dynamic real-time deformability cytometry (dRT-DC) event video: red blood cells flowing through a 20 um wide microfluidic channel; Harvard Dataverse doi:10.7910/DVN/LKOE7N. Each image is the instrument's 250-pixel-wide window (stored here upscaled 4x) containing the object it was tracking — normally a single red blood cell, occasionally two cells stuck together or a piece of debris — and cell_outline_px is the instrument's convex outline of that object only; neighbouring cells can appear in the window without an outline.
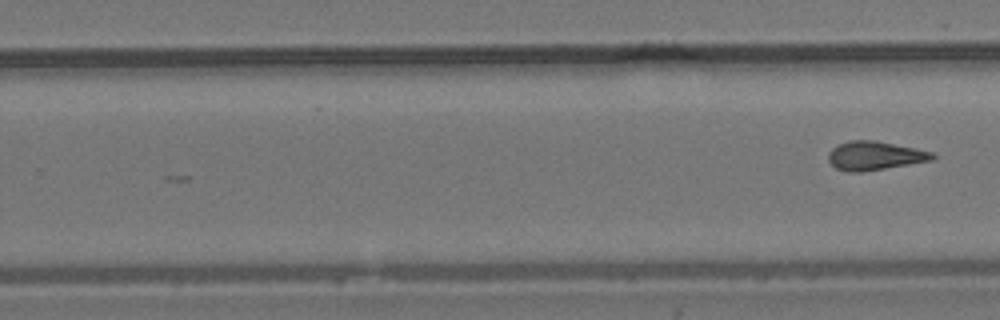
{"species": "common noctule bat (a hibernating species)", "species_latin": "Nyctalus noctula", "temperature_condition": "room temperature", "stored_images_in_passage": 10, "segment_of_instrument_passage": [2, 2], "camera_frame_rate_fps": 3000, "um_per_image_px": 0.085, "animal": {"sex": "male", "body_mass_g": 19.2, "forearm_length_mm": 51.8}, "frame": {"image": 1, "passage_image": 10, "time_ms": 11.667, "image_size_px": [1000, 320], "cell_outline_px": [[936, 156], [932, 160], [860, 172], [848, 172], [836, 168], [828, 160], [828, 152], [832, 148], [840, 144], [852, 140], [876, 140], [916, 148], [932, 152]], "centroid_in_image_um": [74.34, 13.22], "position_along_channel_um": 255.5, "area_um2": 17.28}}